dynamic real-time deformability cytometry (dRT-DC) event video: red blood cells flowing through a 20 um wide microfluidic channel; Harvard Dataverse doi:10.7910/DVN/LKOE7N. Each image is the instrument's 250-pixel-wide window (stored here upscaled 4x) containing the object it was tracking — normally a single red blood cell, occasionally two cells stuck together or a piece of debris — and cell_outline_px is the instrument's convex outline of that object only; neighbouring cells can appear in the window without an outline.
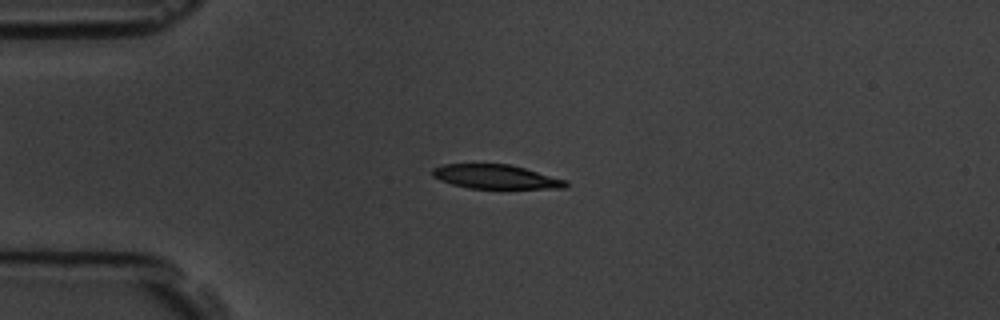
{"species": "common noctule bat (a hibernating species)", "species_latin": "Nyctalus noctula", "temperature_condition": "room temperature", "stored_images_in_passage": 8, "camera_frame_rate_fps": 3000, "um_per_image_px": 0.085, "animal": {"sex": "male", "body_mass_g": 19.5, "forearm_length_mm": 54.6}, "frame": {"image": 1, "passage_image": 3, "time_ms": 2.333, "image_size_px": [1000, 320], "cell_outline_px": [[568, 184], [564, 188], [468, 188], [452, 184], [440, 180], [432, 176], [432, 168], [444, 164], [508, 164], [524, 168], [568, 180]], "centroid_in_image_um": [42.13, 15.02], "position_along_channel_um": 42.9, "area_um2": 18.61}}
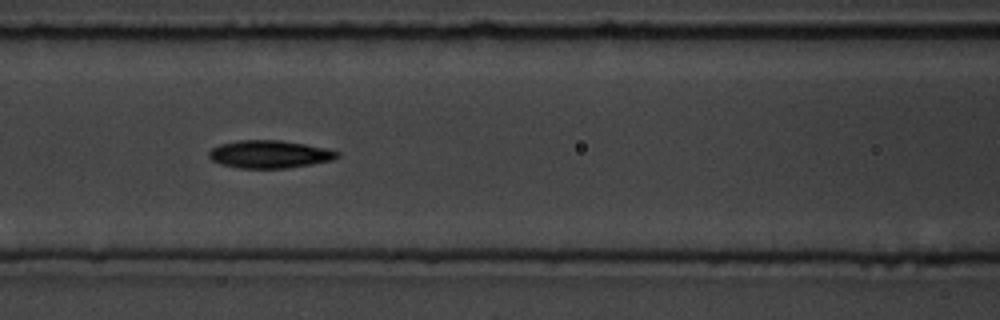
{"frame": {"image": 2, "passage_image": 6, "time_ms": 5.667, "image_size_px": [1000, 320], "cell_outline_px": [[340, 156], [332, 160], [312, 164], [288, 168], [240, 168], [220, 164], [212, 160], [208, 156], [208, 152], [212, 148], [220, 144], [240, 140], [280, 140], [328, 148], [340, 152]], "centroid_in_image_um": [22.93, 13.11], "position_along_channel_um": 143.7, "area_um2": 20.81}}
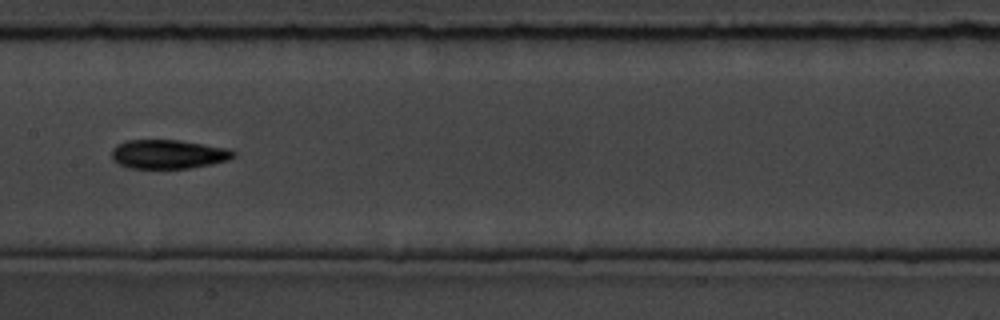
{"frame": {"image": 3, "passage_image": 7, "time_ms": 7.0, "image_size_px": [1000, 320], "cell_outline_px": [[236, 156], [228, 160], [212, 164], [188, 168], [128, 168], [112, 160], [112, 148], [116, 144], [128, 140], [180, 140], [228, 148], [236, 152]], "centroid_in_image_um": [14.31, 13.1], "position_along_channel_um": 193.1, "area_um2": 20.69}}